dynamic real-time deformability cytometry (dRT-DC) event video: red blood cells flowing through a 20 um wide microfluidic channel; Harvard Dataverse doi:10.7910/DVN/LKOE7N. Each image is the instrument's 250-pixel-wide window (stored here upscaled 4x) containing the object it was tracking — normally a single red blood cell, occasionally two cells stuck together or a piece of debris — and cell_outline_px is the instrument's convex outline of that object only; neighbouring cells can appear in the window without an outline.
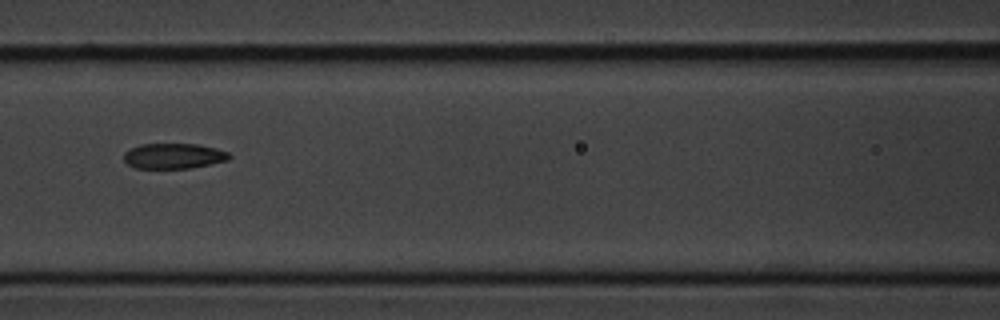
{"species": "common noctule bat (a hibernating species)", "species_latin": "Nyctalus noctula", "temperature_condition": "cold", "stored_images_in_passage": 16, "camera_frame_rate_fps": 3000, "um_per_image_px": 0.085, "animal": {"sex": "male", "body_mass_g": 20.1, "forearm_length_mm": 53.5}, "frame": {"image": 1, "passage_image": 7, "time_ms": 7.667, "image_size_px": [1000, 320], "cell_outline_px": [[232, 156], [228, 160], [188, 168], [132, 168], [124, 160], [124, 152], [140, 144], [200, 144], [216, 148], [228, 152]], "centroid_in_image_um": [14.75, 13.25], "position_along_channel_um": 151.8, "area_um2": 15.55}}
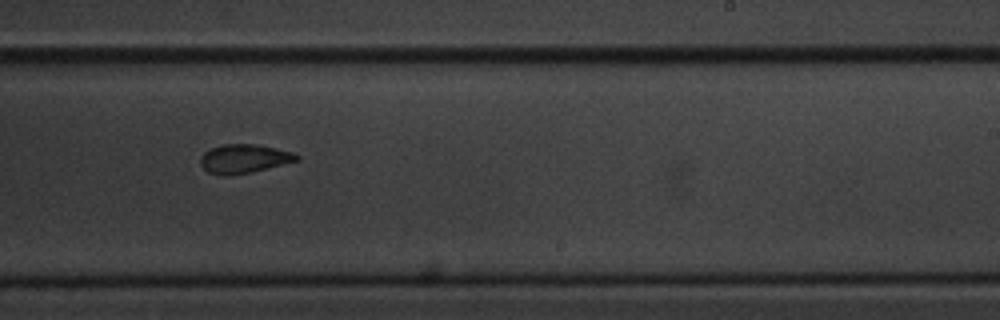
{"frame": {"image": 2, "passage_image": 10, "time_ms": 11.0, "image_size_px": [1000, 320], "cell_outline_px": [[300, 160], [252, 172], [228, 176], [224, 176], [208, 172], [200, 164], [200, 156], [204, 152], [212, 148], [224, 144], [256, 144], [292, 152], [300, 156]], "centroid_in_image_um": [20.73, 13.5], "position_along_channel_um": 268.3, "area_um2": 16.18}}
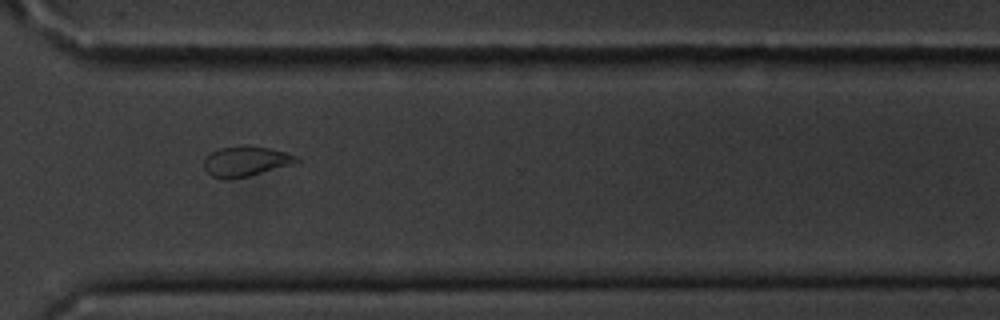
{"frame": {"image": 3, "passage_image": 12, "time_ms": 13.333, "image_size_px": [1000, 320], "cell_outline_px": [[300, 160], [296, 164], [248, 176], [224, 180], [212, 176], [204, 168], [204, 160], [212, 152], [220, 148], [244, 144], [268, 148], [284, 152], [296, 156]], "centroid_in_image_um": [20.9, 13.71], "position_along_channel_um": 349.7, "area_um2": 16.3}, "authors_computed_cell_mechanics": {"area_um2": 16.6175, "velocity_mm_per_s": 3.4869, "shape_relaxation_time_tau1_ms": null, "shape_relaxation_time_tau2_ms": 5.9678, "deformation_change_tau1": null, "deformation_change_tau2": 0.0654}}